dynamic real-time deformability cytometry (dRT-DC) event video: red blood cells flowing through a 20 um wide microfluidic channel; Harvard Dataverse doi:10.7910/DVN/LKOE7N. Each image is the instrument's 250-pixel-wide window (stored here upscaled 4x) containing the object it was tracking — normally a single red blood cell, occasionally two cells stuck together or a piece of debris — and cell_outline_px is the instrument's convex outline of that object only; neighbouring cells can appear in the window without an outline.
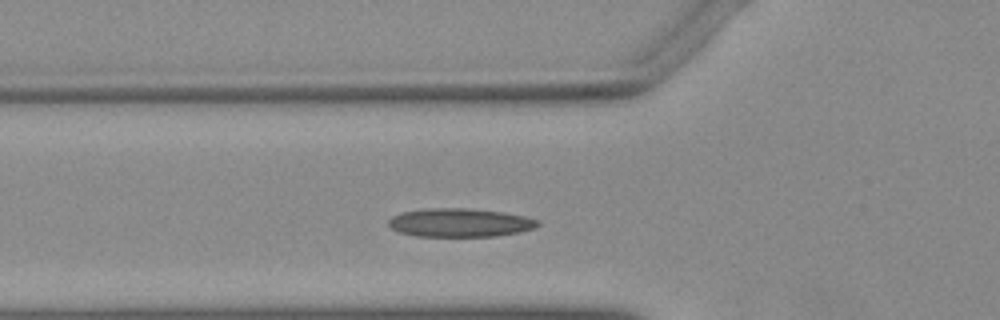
{"species": "Egyptian fruit bat (a non-hibernating species)", "species_latin": "Rousettus aegyptiacus", "temperature_condition": "warm", "stored_images_in_passage": 38, "camera_frame_rate_fps": 3000, "um_per_image_px": 0.085, "animal": {"sex": "female"}, "frame": {"image": 1, "passage_image": 9, "time_ms": 2.667, "image_size_px": [1000, 320], "cell_outline_px": [[540, 224], [536, 228], [520, 232], [496, 236], [416, 236], [400, 232], [392, 228], [388, 224], [388, 220], [392, 216], [404, 212], [428, 208], [464, 208], [504, 212], [524, 216], [540, 220]], "centroid_in_image_um": [39.13, 18.92], "position_along_channel_um": 86.7, "area_um2": 24.8}}
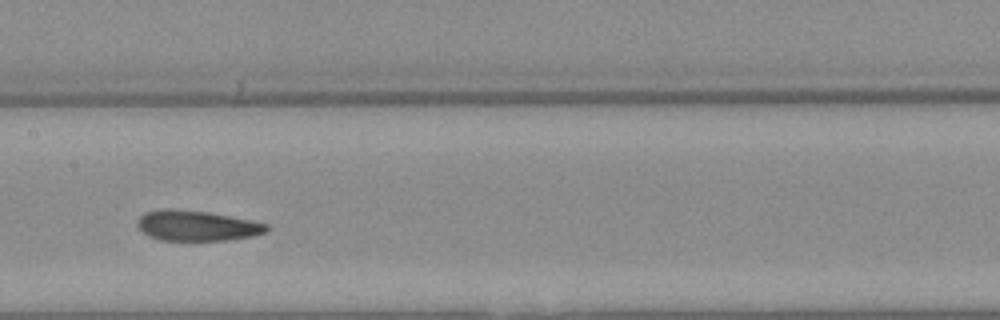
{"frame": {"image": 2, "passage_image": 17, "time_ms": 5.333, "image_size_px": [1000, 320], "cell_outline_px": [[268, 232], [252, 236], [228, 240], [160, 240], [148, 236], [136, 224], [140, 216], [144, 212], [168, 208], [208, 212], [252, 220], [268, 224]], "centroid_in_image_um": [16.74, 19.18], "position_along_channel_um": 190.7, "area_um2": 22.83}}
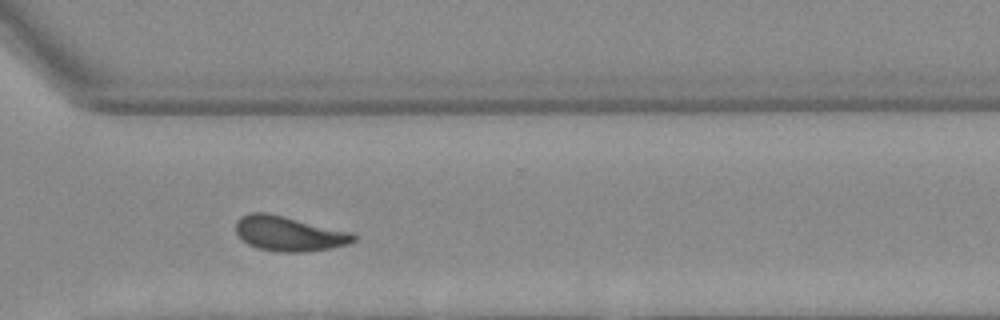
{"frame": {"image": 3, "passage_image": 29, "time_ms": 9.333, "image_size_px": [1000, 320], "cell_outline_px": [[356, 240], [348, 244], [332, 248], [304, 252], [276, 252], [256, 248], [248, 244], [236, 232], [236, 220], [240, 216], [252, 212], [264, 212], [352, 232], [356, 236]], "centroid_in_image_um": [24.55, 19.87], "position_along_channel_um": 346.0, "area_um2": 23.81}}